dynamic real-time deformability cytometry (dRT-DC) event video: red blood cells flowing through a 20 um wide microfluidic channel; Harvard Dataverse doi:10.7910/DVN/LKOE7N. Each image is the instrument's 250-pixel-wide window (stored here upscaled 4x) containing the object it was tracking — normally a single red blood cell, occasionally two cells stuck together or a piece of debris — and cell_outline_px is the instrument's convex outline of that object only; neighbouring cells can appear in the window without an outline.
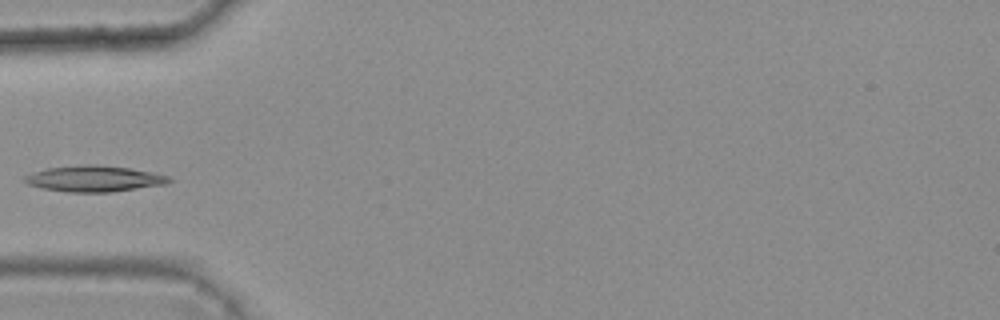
{"species": "common noctule bat (a hibernating species)", "species_latin": "Nyctalus noctula", "temperature_condition": "warm", "stored_images_in_passage": 4, "camera_frame_rate_fps": 3000, "um_per_image_px": 0.085, "animal": {"sex": "female", "body_mass_g": 25.1}, "frame": {"image": 1, "passage_image": 4, "time_ms": 1.0, "image_size_px": [1000, 320], "cell_outline_px": [[172, 180], [164, 184], [112, 192], [68, 192], [44, 188], [28, 184], [24, 180], [24, 176], [32, 172], [44, 168], [84, 164], [96, 164], [132, 168], [168, 176]], "centroid_in_image_um": [7.97, 15.17], "position_along_channel_um": 77.0, "area_um2": 21.85}}